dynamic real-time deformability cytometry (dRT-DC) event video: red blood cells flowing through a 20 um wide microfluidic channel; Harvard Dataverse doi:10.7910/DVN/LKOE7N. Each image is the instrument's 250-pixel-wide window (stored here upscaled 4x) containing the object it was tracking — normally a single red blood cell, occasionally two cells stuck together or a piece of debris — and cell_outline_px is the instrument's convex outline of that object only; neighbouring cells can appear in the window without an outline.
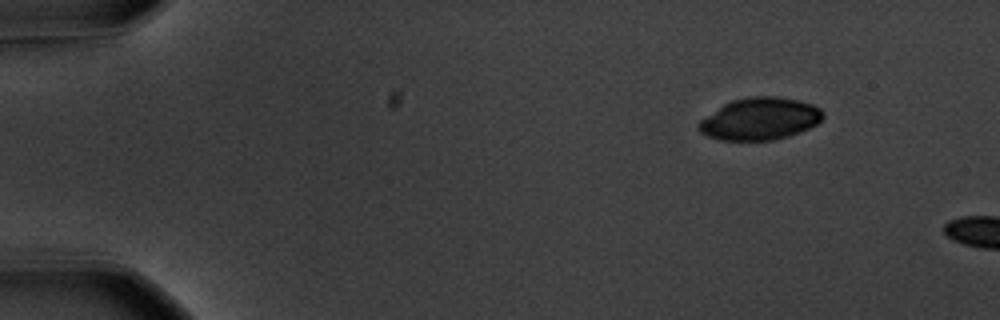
{"species": "common noctule bat (a hibernating species)", "species_latin": "Nyctalus noctula", "temperature_condition": "warm", "stored_images_in_passage": 5, "camera_frame_rate_fps": 3000, "um_per_image_px": 0.085, "animal": {"sex": "male", "body_mass_g": 20.1, "forearm_length_mm": 53.5}, "frame": {"image": 1, "passage_image": 1, "time_ms": 0.0, "image_size_px": [1000, 320], "cell_outline_px": [[824, 116], [816, 124], [800, 132], [788, 136], [772, 140], [720, 140], [708, 136], [700, 132], [696, 128], [696, 124], [700, 120], [724, 104], [732, 100], [752, 96], [776, 96], [800, 100], [812, 104], [820, 108], [824, 112]], "centroid_in_image_um": [64.59, 10.1], "position_along_channel_um": 20.4, "area_um2": 30.58}}